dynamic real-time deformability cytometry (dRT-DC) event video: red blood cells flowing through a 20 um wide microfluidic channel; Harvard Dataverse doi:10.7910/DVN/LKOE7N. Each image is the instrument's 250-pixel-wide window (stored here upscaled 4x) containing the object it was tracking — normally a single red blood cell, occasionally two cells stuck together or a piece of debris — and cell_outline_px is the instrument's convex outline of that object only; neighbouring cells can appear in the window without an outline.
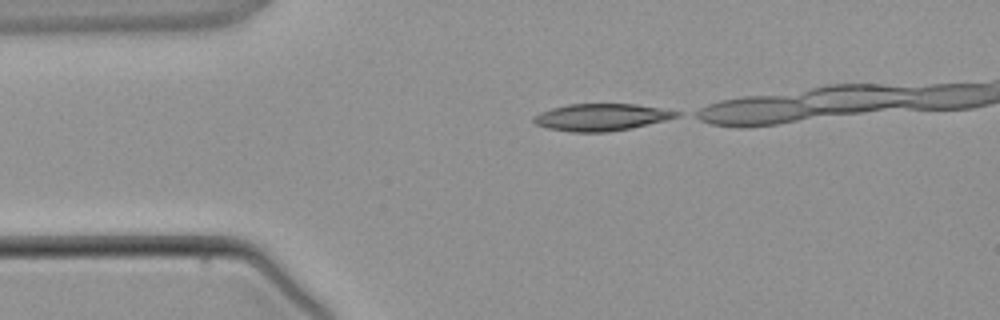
{"species": "common noctule bat (a hibernating species)", "species_latin": "Nyctalus noctula", "temperature_condition": "warm", "stored_images_in_passage": 7, "camera_frame_rate_fps": 3000, "um_per_image_px": 0.085, "animal": {"sex": "male", "body_mass_g": 21.5, "forearm_length_mm": 52.0}, "frame": {"image": 1, "passage_image": 1, "time_ms": 0.0, "image_size_px": [1000, 320], "cell_outline_px": [[680, 116], [664, 120], [628, 128], [608, 132], [572, 132], [548, 128], [536, 124], [532, 120], [532, 116], [540, 112], [552, 108], [568, 104], [636, 104], [660, 108], [680, 112]], "centroid_in_image_um": [51.06, 9.95], "position_along_channel_um": 33.9, "area_um2": 22.25}}
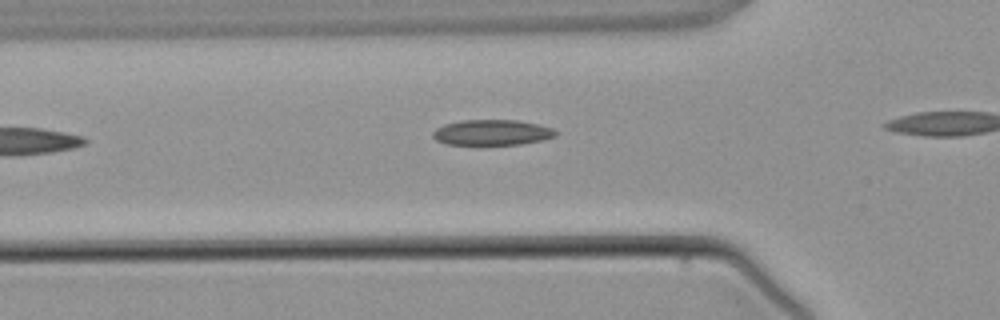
{"frame": {"image": 2, "passage_image": 4, "time_ms": 3.667, "image_size_px": [1000, 320], "cell_outline_px": [[556, 136], [544, 140], [520, 144], [448, 144], [436, 140], [432, 136], [432, 132], [436, 128], [444, 124], [460, 120], [516, 120], [536, 124], [552, 128], [556, 132]], "centroid_in_image_um": [41.8, 11.25], "position_along_channel_um": 84.0, "area_um2": 18.15}}